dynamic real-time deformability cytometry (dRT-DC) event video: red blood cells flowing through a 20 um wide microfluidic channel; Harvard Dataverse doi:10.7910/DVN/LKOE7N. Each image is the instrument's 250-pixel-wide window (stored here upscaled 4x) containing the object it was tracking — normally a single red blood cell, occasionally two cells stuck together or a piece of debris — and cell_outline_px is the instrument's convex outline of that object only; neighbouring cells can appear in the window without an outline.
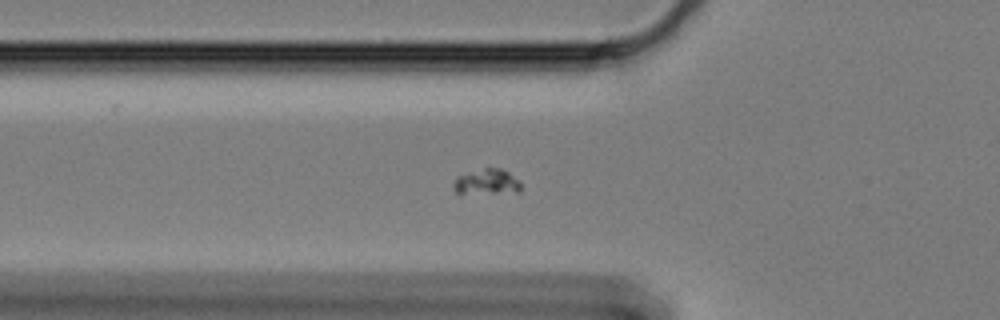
{"species": "Egyptian fruit bat (a non-hibernating species)", "species_latin": "Rousettus aegyptiacus", "temperature_condition": "cold", "stored_images_in_passage": 63, "camera_frame_rate_fps": 3000, "um_per_image_px": 0.085, "animal": {"sex": "female"}, "frame": {"image": 1, "passage_image": 22, "time_ms": 7.0, "image_size_px": [1000, 320], "cell_outline_px": [[520, 192], [460, 196], [456, 192], [452, 184], [456, 176], [484, 168], [500, 168], [508, 172], [520, 180]], "centroid_in_image_um": [41.33, 15.52], "position_along_channel_um": 84.5, "area_um2": 10.64}}
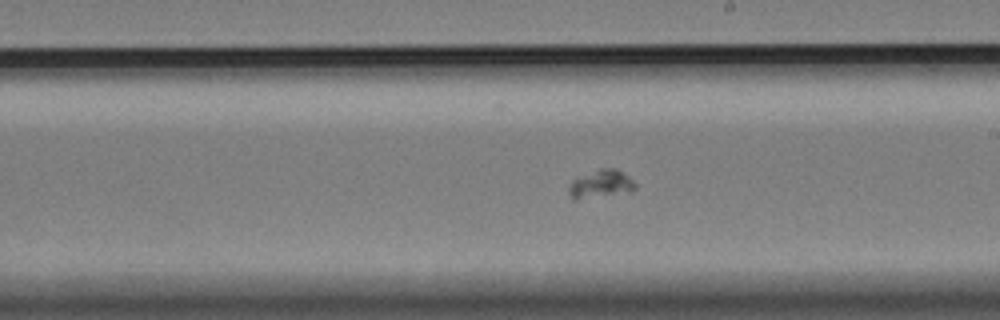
{"frame": {"image": 2, "passage_image": 36, "time_ms": 11.667, "image_size_px": [1000, 320], "cell_outline_px": [[636, 188], [632, 192], [576, 200], [572, 200], [568, 192], [568, 188], [572, 180], [600, 168], [616, 168], [628, 176], [636, 184]], "centroid_in_image_um": [51.07, 15.67], "position_along_channel_um": 237.9, "area_um2": 10.98}}
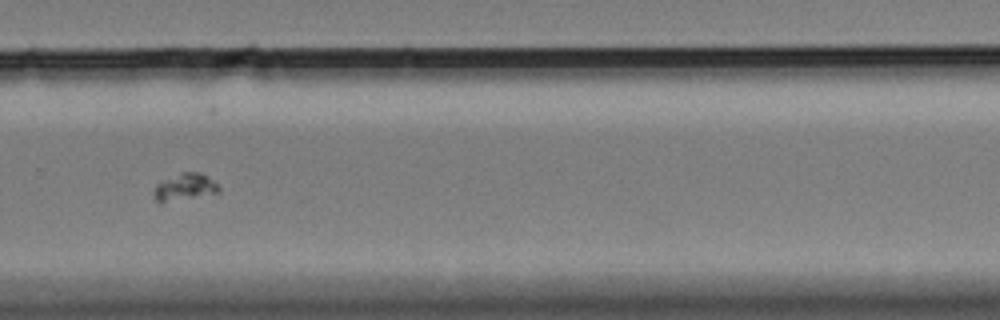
{"frame": {"image": 3, "passage_image": 43, "time_ms": 14.0, "image_size_px": [1000, 320], "cell_outline_px": [[220, 192], [160, 204], [156, 204], [156, 184], [180, 172], [200, 172], [220, 184]], "centroid_in_image_um": [15.75, 15.91], "position_along_channel_um": 314.1, "area_um2": 10.29}}